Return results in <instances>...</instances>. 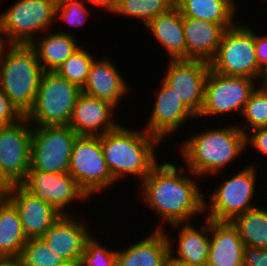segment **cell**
I'll return each instance as SVG.
<instances>
[{
    "label": "cell",
    "mask_w": 267,
    "mask_h": 266,
    "mask_svg": "<svg viewBox=\"0 0 267 266\" xmlns=\"http://www.w3.org/2000/svg\"><path fill=\"white\" fill-rule=\"evenodd\" d=\"M0 266H23L20 258H0Z\"/></svg>",
    "instance_id": "b9f144b4"
},
{
    "label": "cell",
    "mask_w": 267,
    "mask_h": 266,
    "mask_svg": "<svg viewBox=\"0 0 267 266\" xmlns=\"http://www.w3.org/2000/svg\"><path fill=\"white\" fill-rule=\"evenodd\" d=\"M93 61V55L80 46L55 72L82 89Z\"/></svg>",
    "instance_id": "f546056e"
},
{
    "label": "cell",
    "mask_w": 267,
    "mask_h": 266,
    "mask_svg": "<svg viewBox=\"0 0 267 266\" xmlns=\"http://www.w3.org/2000/svg\"><path fill=\"white\" fill-rule=\"evenodd\" d=\"M33 127L29 171L68 172L78 134L68 125Z\"/></svg>",
    "instance_id": "52a82bcc"
},
{
    "label": "cell",
    "mask_w": 267,
    "mask_h": 266,
    "mask_svg": "<svg viewBox=\"0 0 267 266\" xmlns=\"http://www.w3.org/2000/svg\"><path fill=\"white\" fill-rule=\"evenodd\" d=\"M246 146V134L237 125H230L194 135L179 148L190 172L202 176L220 172Z\"/></svg>",
    "instance_id": "3957f363"
},
{
    "label": "cell",
    "mask_w": 267,
    "mask_h": 266,
    "mask_svg": "<svg viewBox=\"0 0 267 266\" xmlns=\"http://www.w3.org/2000/svg\"><path fill=\"white\" fill-rule=\"evenodd\" d=\"M186 59L210 62L220 45L226 28L198 18L183 17Z\"/></svg>",
    "instance_id": "ffe728a7"
},
{
    "label": "cell",
    "mask_w": 267,
    "mask_h": 266,
    "mask_svg": "<svg viewBox=\"0 0 267 266\" xmlns=\"http://www.w3.org/2000/svg\"><path fill=\"white\" fill-rule=\"evenodd\" d=\"M87 8L83 1L58 0L56 5V18L66 20L71 26H81L88 16ZM58 16V17H57Z\"/></svg>",
    "instance_id": "836d02e7"
},
{
    "label": "cell",
    "mask_w": 267,
    "mask_h": 266,
    "mask_svg": "<svg viewBox=\"0 0 267 266\" xmlns=\"http://www.w3.org/2000/svg\"><path fill=\"white\" fill-rule=\"evenodd\" d=\"M1 34L4 35V30H3V24H2V20H1V17H0V57L1 55L3 54V52H5L6 50V47H8L7 45H10L8 43L7 40H5V36L3 37V35L1 36ZM3 37V38H2ZM5 40V41H4ZM6 45V47H5Z\"/></svg>",
    "instance_id": "7bdbcfd3"
},
{
    "label": "cell",
    "mask_w": 267,
    "mask_h": 266,
    "mask_svg": "<svg viewBox=\"0 0 267 266\" xmlns=\"http://www.w3.org/2000/svg\"><path fill=\"white\" fill-rule=\"evenodd\" d=\"M13 185L14 184L3 174L0 167V196H4Z\"/></svg>",
    "instance_id": "ab89813d"
},
{
    "label": "cell",
    "mask_w": 267,
    "mask_h": 266,
    "mask_svg": "<svg viewBox=\"0 0 267 266\" xmlns=\"http://www.w3.org/2000/svg\"><path fill=\"white\" fill-rule=\"evenodd\" d=\"M146 28L152 31L155 39L167 50L171 60L186 59L183 16L176 6L159 14Z\"/></svg>",
    "instance_id": "603a6c76"
},
{
    "label": "cell",
    "mask_w": 267,
    "mask_h": 266,
    "mask_svg": "<svg viewBox=\"0 0 267 266\" xmlns=\"http://www.w3.org/2000/svg\"><path fill=\"white\" fill-rule=\"evenodd\" d=\"M27 240L17 209L0 196V258H19Z\"/></svg>",
    "instance_id": "d4e9b609"
},
{
    "label": "cell",
    "mask_w": 267,
    "mask_h": 266,
    "mask_svg": "<svg viewBox=\"0 0 267 266\" xmlns=\"http://www.w3.org/2000/svg\"><path fill=\"white\" fill-rule=\"evenodd\" d=\"M59 266H82L80 261L74 260V261H65Z\"/></svg>",
    "instance_id": "ee69618b"
},
{
    "label": "cell",
    "mask_w": 267,
    "mask_h": 266,
    "mask_svg": "<svg viewBox=\"0 0 267 266\" xmlns=\"http://www.w3.org/2000/svg\"><path fill=\"white\" fill-rule=\"evenodd\" d=\"M82 89L55 71H44L32 109L25 116L33 126H66ZM34 123V124H33Z\"/></svg>",
    "instance_id": "5b68a950"
},
{
    "label": "cell",
    "mask_w": 267,
    "mask_h": 266,
    "mask_svg": "<svg viewBox=\"0 0 267 266\" xmlns=\"http://www.w3.org/2000/svg\"><path fill=\"white\" fill-rule=\"evenodd\" d=\"M23 116L12 105L9 98L0 89V118L8 125L17 122Z\"/></svg>",
    "instance_id": "d590c367"
},
{
    "label": "cell",
    "mask_w": 267,
    "mask_h": 266,
    "mask_svg": "<svg viewBox=\"0 0 267 266\" xmlns=\"http://www.w3.org/2000/svg\"><path fill=\"white\" fill-rule=\"evenodd\" d=\"M242 115L245 116L246 124L244 127H238L246 135L247 129L251 131L259 127H267V88L260 85L258 89L255 88L252 91Z\"/></svg>",
    "instance_id": "1f68e13d"
},
{
    "label": "cell",
    "mask_w": 267,
    "mask_h": 266,
    "mask_svg": "<svg viewBox=\"0 0 267 266\" xmlns=\"http://www.w3.org/2000/svg\"><path fill=\"white\" fill-rule=\"evenodd\" d=\"M205 221L207 224L203 226V232L192 226L190 222L181 225L175 258L192 265L206 266L210 248V219L206 218Z\"/></svg>",
    "instance_id": "4316f807"
},
{
    "label": "cell",
    "mask_w": 267,
    "mask_h": 266,
    "mask_svg": "<svg viewBox=\"0 0 267 266\" xmlns=\"http://www.w3.org/2000/svg\"><path fill=\"white\" fill-rule=\"evenodd\" d=\"M157 93L156 103L145 130L162 142L164 137L172 132L176 133L187 118L196 116L164 81Z\"/></svg>",
    "instance_id": "ac0fdd59"
},
{
    "label": "cell",
    "mask_w": 267,
    "mask_h": 266,
    "mask_svg": "<svg viewBox=\"0 0 267 266\" xmlns=\"http://www.w3.org/2000/svg\"><path fill=\"white\" fill-rule=\"evenodd\" d=\"M115 108L108 101L89 96L82 92L73 108L68 126L78 135H104L119 126L118 123L112 120Z\"/></svg>",
    "instance_id": "2e32d148"
},
{
    "label": "cell",
    "mask_w": 267,
    "mask_h": 266,
    "mask_svg": "<svg viewBox=\"0 0 267 266\" xmlns=\"http://www.w3.org/2000/svg\"><path fill=\"white\" fill-rule=\"evenodd\" d=\"M209 65L210 70L226 76L262 78L263 70L256 58L255 32L242 23L226 29Z\"/></svg>",
    "instance_id": "8992f818"
},
{
    "label": "cell",
    "mask_w": 267,
    "mask_h": 266,
    "mask_svg": "<svg viewBox=\"0 0 267 266\" xmlns=\"http://www.w3.org/2000/svg\"><path fill=\"white\" fill-rule=\"evenodd\" d=\"M184 167L170 162L156 164L141 182L144 203L169 222L180 227L191 216L204 213V197L195 179L182 175Z\"/></svg>",
    "instance_id": "6da1fadb"
},
{
    "label": "cell",
    "mask_w": 267,
    "mask_h": 266,
    "mask_svg": "<svg viewBox=\"0 0 267 266\" xmlns=\"http://www.w3.org/2000/svg\"><path fill=\"white\" fill-rule=\"evenodd\" d=\"M255 49L258 66L264 71L267 68V36L255 34Z\"/></svg>",
    "instance_id": "74e56055"
},
{
    "label": "cell",
    "mask_w": 267,
    "mask_h": 266,
    "mask_svg": "<svg viewBox=\"0 0 267 266\" xmlns=\"http://www.w3.org/2000/svg\"><path fill=\"white\" fill-rule=\"evenodd\" d=\"M58 0H18L0 13L4 36L9 44L30 45L37 32L48 31L56 19Z\"/></svg>",
    "instance_id": "ba28073f"
},
{
    "label": "cell",
    "mask_w": 267,
    "mask_h": 266,
    "mask_svg": "<svg viewBox=\"0 0 267 266\" xmlns=\"http://www.w3.org/2000/svg\"><path fill=\"white\" fill-rule=\"evenodd\" d=\"M169 1L173 6H176L180 2V0H169Z\"/></svg>",
    "instance_id": "7dc6e473"
},
{
    "label": "cell",
    "mask_w": 267,
    "mask_h": 266,
    "mask_svg": "<svg viewBox=\"0 0 267 266\" xmlns=\"http://www.w3.org/2000/svg\"><path fill=\"white\" fill-rule=\"evenodd\" d=\"M243 249L242 239L231 222L210 220V248L206 266H243Z\"/></svg>",
    "instance_id": "44dd1931"
},
{
    "label": "cell",
    "mask_w": 267,
    "mask_h": 266,
    "mask_svg": "<svg viewBox=\"0 0 267 266\" xmlns=\"http://www.w3.org/2000/svg\"><path fill=\"white\" fill-rule=\"evenodd\" d=\"M243 266H267V249L244 246Z\"/></svg>",
    "instance_id": "e575fe53"
},
{
    "label": "cell",
    "mask_w": 267,
    "mask_h": 266,
    "mask_svg": "<svg viewBox=\"0 0 267 266\" xmlns=\"http://www.w3.org/2000/svg\"><path fill=\"white\" fill-rule=\"evenodd\" d=\"M167 240H168V243H169V253H168L167 257H166L164 266H197V265H192L190 263H187L185 261H182V260H179V259L175 258L173 256L174 255L173 251H175V250H173L174 247H172V246H174L172 244L173 241L168 237V235H167Z\"/></svg>",
    "instance_id": "f35d334b"
},
{
    "label": "cell",
    "mask_w": 267,
    "mask_h": 266,
    "mask_svg": "<svg viewBox=\"0 0 267 266\" xmlns=\"http://www.w3.org/2000/svg\"><path fill=\"white\" fill-rule=\"evenodd\" d=\"M101 58L91 63L89 74L82 92L92 97L110 102L117 107L128 91V83L110 59ZM125 95V96H124ZM118 103V105H117Z\"/></svg>",
    "instance_id": "d6986e66"
},
{
    "label": "cell",
    "mask_w": 267,
    "mask_h": 266,
    "mask_svg": "<svg viewBox=\"0 0 267 266\" xmlns=\"http://www.w3.org/2000/svg\"><path fill=\"white\" fill-rule=\"evenodd\" d=\"M259 81H262L261 86L267 88V68L263 71L262 78Z\"/></svg>",
    "instance_id": "f6af8a7d"
},
{
    "label": "cell",
    "mask_w": 267,
    "mask_h": 266,
    "mask_svg": "<svg viewBox=\"0 0 267 266\" xmlns=\"http://www.w3.org/2000/svg\"><path fill=\"white\" fill-rule=\"evenodd\" d=\"M7 126V124L0 118V131Z\"/></svg>",
    "instance_id": "bcb514c9"
},
{
    "label": "cell",
    "mask_w": 267,
    "mask_h": 266,
    "mask_svg": "<svg viewBox=\"0 0 267 266\" xmlns=\"http://www.w3.org/2000/svg\"><path fill=\"white\" fill-rule=\"evenodd\" d=\"M19 258L23 266H59L65 262L42 238L28 239Z\"/></svg>",
    "instance_id": "4dcf8cb0"
},
{
    "label": "cell",
    "mask_w": 267,
    "mask_h": 266,
    "mask_svg": "<svg viewBox=\"0 0 267 266\" xmlns=\"http://www.w3.org/2000/svg\"><path fill=\"white\" fill-rule=\"evenodd\" d=\"M100 142L115 182L126 174L138 176L139 182H142L158 163L154 147L162 143L145 129L130 130L120 125L115 130L100 135Z\"/></svg>",
    "instance_id": "7a4b0ae2"
},
{
    "label": "cell",
    "mask_w": 267,
    "mask_h": 266,
    "mask_svg": "<svg viewBox=\"0 0 267 266\" xmlns=\"http://www.w3.org/2000/svg\"><path fill=\"white\" fill-rule=\"evenodd\" d=\"M84 222L81 218L62 215L41 238L63 260L80 261L86 241L91 237Z\"/></svg>",
    "instance_id": "e0dca14e"
},
{
    "label": "cell",
    "mask_w": 267,
    "mask_h": 266,
    "mask_svg": "<svg viewBox=\"0 0 267 266\" xmlns=\"http://www.w3.org/2000/svg\"><path fill=\"white\" fill-rule=\"evenodd\" d=\"M20 185L29 193L51 204L61 215L71 214L64 209L74 199L78 201L88 198L69 172L28 171Z\"/></svg>",
    "instance_id": "5bb4252c"
},
{
    "label": "cell",
    "mask_w": 267,
    "mask_h": 266,
    "mask_svg": "<svg viewBox=\"0 0 267 266\" xmlns=\"http://www.w3.org/2000/svg\"><path fill=\"white\" fill-rule=\"evenodd\" d=\"M45 35L39 42L34 40L30 46L34 49L43 71H56L80 46L69 32L61 30Z\"/></svg>",
    "instance_id": "cb8c5ba5"
},
{
    "label": "cell",
    "mask_w": 267,
    "mask_h": 266,
    "mask_svg": "<svg viewBox=\"0 0 267 266\" xmlns=\"http://www.w3.org/2000/svg\"><path fill=\"white\" fill-rule=\"evenodd\" d=\"M244 246L267 249V210L252 208L232 221Z\"/></svg>",
    "instance_id": "83f0119b"
},
{
    "label": "cell",
    "mask_w": 267,
    "mask_h": 266,
    "mask_svg": "<svg viewBox=\"0 0 267 266\" xmlns=\"http://www.w3.org/2000/svg\"><path fill=\"white\" fill-rule=\"evenodd\" d=\"M176 7L183 17L210 21L226 29L236 24L233 17L236 5L233 0H180Z\"/></svg>",
    "instance_id": "484cf974"
},
{
    "label": "cell",
    "mask_w": 267,
    "mask_h": 266,
    "mask_svg": "<svg viewBox=\"0 0 267 266\" xmlns=\"http://www.w3.org/2000/svg\"><path fill=\"white\" fill-rule=\"evenodd\" d=\"M68 172L89 198L115 183L103 156L100 136L78 135Z\"/></svg>",
    "instance_id": "9c48e42d"
},
{
    "label": "cell",
    "mask_w": 267,
    "mask_h": 266,
    "mask_svg": "<svg viewBox=\"0 0 267 266\" xmlns=\"http://www.w3.org/2000/svg\"><path fill=\"white\" fill-rule=\"evenodd\" d=\"M172 7L169 0H117L112 13L141 19L146 26L159 14L167 12Z\"/></svg>",
    "instance_id": "f1b7e54d"
},
{
    "label": "cell",
    "mask_w": 267,
    "mask_h": 266,
    "mask_svg": "<svg viewBox=\"0 0 267 266\" xmlns=\"http://www.w3.org/2000/svg\"><path fill=\"white\" fill-rule=\"evenodd\" d=\"M4 196L17 209L27 239L41 238L62 216L51 204L29 193L21 185H13Z\"/></svg>",
    "instance_id": "9a60e30c"
},
{
    "label": "cell",
    "mask_w": 267,
    "mask_h": 266,
    "mask_svg": "<svg viewBox=\"0 0 267 266\" xmlns=\"http://www.w3.org/2000/svg\"><path fill=\"white\" fill-rule=\"evenodd\" d=\"M100 243L92 235L86 241L85 249L80 259L82 266H116L117 250L110 251L109 248L107 250Z\"/></svg>",
    "instance_id": "d6a6232c"
},
{
    "label": "cell",
    "mask_w": 267,
    "mask_h": 266,
    "mask_svg": "<svg viewBox=\"0 0 267 266\" xmlns=\"http://www.w3.org/2000/svg\"><path fill=\"white\" fill-rule=\"evenodd\" d=\"M251 131L253 133L250 137L249 134L246 135V144L250 143L256 150L267 156V127H259Z\"/></svg>",
    "instance_id": "8d00e7d4"
},
{
    "label": "cell",
    "mask_w": 267,
    "mask_h": 266,
    "mask_svg": "<svg viewBox=\"0 0 267 266\" xmlns=\"http://www.w3.org/2000/svg\"><path fill=\"white\" fill-rule=\"evenodd\" d=\"M256 179V168L251 165L222 182L223 184L211 193L210 204L204 200V212L209 209L206 218L231 222L236 216L257 207L251 202L255 194Z\"/></svg>",
    "instance_id": "30bf717a"
},
{
    "label": "cell",
    "mask_w": 267,
    "mask_h": 266,
    "mask_svg": "<svg viewBox=\"0 0 267 266\" xmlns=\"http://www.w3.org/2000/svg\"><path fill=\"white\" fill-rule=\"evenodd\" d=\"M32 127L23 116L0 131V167L14 185H20L30 169Z\"/></svg>",
    "instance_id": "7c38bea8"
},
{
    "label": "cell",
    "mask_w": 267,
    "mask_h": 266,
    "mask_svg": "<svg viewBox=\"0 0 267 266\" xmlns=\"http://www.w3.org/2000/svg\"><path fill=\"white\" fill-rule=\"evenodd\" d=\"M95 5L101 6L106 10L113 12L115 10L117 0H87Z\"/></svg>",
    "instance_id": "60d3db41"
},
{
    "label": "cell",
    "mask_w": 267,
    "mask_h": 266,
    "mask_svg": "<svg viewBox=\"0 0 267 266\" xmlns=\"http://www.w3.org/2000/svg\"><path fill=\"white\" fill-rule=\"evenodd\" d=\"M0 57V89L22 116L32 109L43 69L30 45L10 44Z\"/></svg>",
    "instance_id": "277c9868"
},
{
    "label": "cell",
    "mask_w": 267,
    "mask_h": 266,
    "mask_svg": "<svg viewBox=\"0 0 267 266\" xmlns=\"http://www.w3.org/2000/svg\"><path fill=\"white\" fill-rule=\"evenodd\" d=\"M147 237L117 250L116 266H164L169 253L167 233L159 226Z\"/></svg>",
    "instance_id": "7402d4cb"
},
{
    "label": "cell",
    "mask_w": 267,
    "mask_h": 266,
    "mask_svg": "<svg viewBox=\"0 0 267 266\" xmlns=\"http://www.w3.org/2000/svg\"><path fill=\"white\" fill-rule=\"evenodd\" d=\"M167 69V74L162 81L198 117L204 105L205 82L210 70L209 63L202 60L170 59Z\"/></svg>",
    "instance_id": "4fadbf2b"
},
{
    "label": "cell",
    "mask_w": 267,
    "mask_h": 266,
    "mask_svg": "<svg viewBox=\"0 0 267 266\" xmlns=\"http://www.w3.org/2000/svg\"><path fill=\"white\" fill-rule=\"evenodd\" d=\"M255 79L226 76L209 70L205 82L204 105L200 116L218 115L233 111L243 113L250 94L255 89Z\"/></svg>",
    "instance_id": "8fae6325"
}]
</instances>
